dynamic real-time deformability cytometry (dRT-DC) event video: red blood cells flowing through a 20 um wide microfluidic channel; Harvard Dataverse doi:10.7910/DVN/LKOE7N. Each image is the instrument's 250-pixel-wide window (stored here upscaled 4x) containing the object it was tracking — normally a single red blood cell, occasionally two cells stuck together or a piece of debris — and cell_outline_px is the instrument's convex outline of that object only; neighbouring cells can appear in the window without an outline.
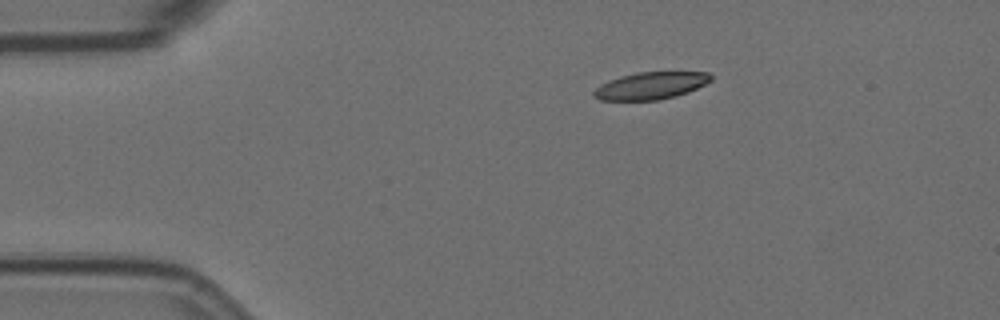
{"species": "Egyptian fruit bat (a non-hibernating species)", "species_latin": "Rousettus aegyptiacus", "temperature_condition": "room temperature", "stored_images_in_passage": 7, "camera_frame_rate_fps": 3000, "um_per_image_px": 0.085, "animal": {"sex": "female"}, "frame": {"image": 1, "passage_image": 1, "time_ms": 0.0, "image_size_px": [1000, 320], "cell_outline_px": [[712, 80], [688, 92], [676, 96], [660, 100], [600, 100], [592, 96], [592, 92], [600, 84], [608, 80], [620, 76], [636, 72], [708, 72], [712, 76]], "centroid_in_image_um": [55.28, 7.28], "position_along_channel_um": 29.7, "area_um2": 18.67}}